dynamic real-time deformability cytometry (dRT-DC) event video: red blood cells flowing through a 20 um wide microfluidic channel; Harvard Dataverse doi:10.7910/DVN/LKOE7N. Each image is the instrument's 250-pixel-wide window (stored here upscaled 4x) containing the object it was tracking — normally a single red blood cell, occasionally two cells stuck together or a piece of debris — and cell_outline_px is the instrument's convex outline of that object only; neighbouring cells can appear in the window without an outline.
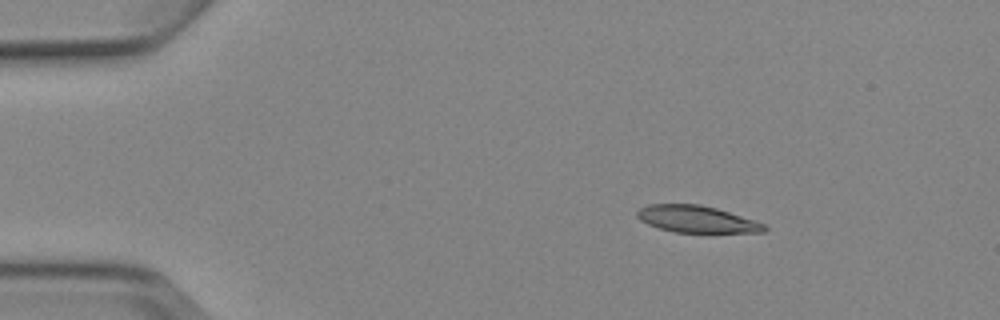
{"species": "Egyptian fruit bat (a non-hibernating species)", "species_latin": "Rousettus aegyptiacus", "temperature_condition": "cold", "stored_images_in_passage": 5, "camera_frame_rate_fps": 3000, "um_per_image_px": 0.085, "animal": {"sex": "female"}, "frame": {"image": 1, "passage_image": 2, "time_ms": 1.333, "image_size_px": [1000, 320], "cell_outline_px": [[768, 228], [764, 232], [676, 232], [660, 228], [648, 224], [640, 220], [636, 216], [636, 212], [640, 208], [648, 204], [700, 204], [716, 208], [764, 224]], "centroid_in_image_um": [59.17, 18.62], "position_along_channel_um": 25.8, "area_um2": 19.59}}